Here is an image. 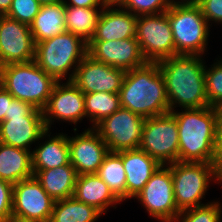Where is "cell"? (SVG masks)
Listing matches in <instances>:
<instances>
[{
  "label": "cell",
  "mask_w": 222,
  "mask_h": 222,
  "mask_svg": "<svg viewBox=\"0 0 222 222\" xmlns=\"http://www.w3.org/2000/svg\"><path fill=\"white\" fill-rule=\"evenodd\" d=\"M202 55H175L158 63L163 76L169 112L207 107L205 92V62ZM179 105V106H178Z\"/></svg>",
  "instance_id": "1"
},
{
  "label": "cell",
  "mask_w": 222,
  "mask_h": 222,
  "mask_svg": "<svg viewBox=\"0 0 222 222\" xmlns=\"http://www.w3.org/2000/svg\"><path fill=\"white\" fill-rule=\"evenodd\" d=\"M183 110L171 111L178 125L179 161L213 163L218 143L219 108Z\"/></svg>",
  "instance_id": "2"
},
{
  "label": "cell",
  "mask_w": 222,
  "mask_h": 222,
  "mask_svg": "<svg viewBox=\"0 0 222 222\" xmlns=\"http://www.w3.org/2000/svg\"><path fill=\"white\" fill-rule=\"evenodd\" d=\"M120 106L145 118L169 112V102L158 63L126 71L119 91Z\"/></svg>",
  "instance_id": "3"
},
{
  "label": "cell",
  "mask_w": 222,
  "mask_h": 222,
  "mask_svg": "<svg viewBox=\"0 0 222 222\" xmlns=\"http://www.w3.org/2000/svg\"><path fill=\"white\" fill-rule=\"evenodd\" d=\"M87 47L88 43L82 38L65 31L36 43L34 61L57 82L67 78L71 81L76 68L88 54Z\"/></svg>",
  "instance_id": "4"
},
{
  "label": "cell",
  "mask_w": 222,
  "mask_h": 222,
  "mask_svg": "<svg viewBox=\"0 0 222 222\" xmlns=\"http://www.w3.org/2000/svg\"><path fill=\"white\" fill-rule=\"evenodd\" d=\"M166 12L176 55H203L208 45L210 27L195 1H174Z\"/></svg>",
  "instance_id": "5"
},
{
  "label": "cell",
  "mask_w": 222,
  "mask_h": 222,
  "mask_svg": "<svg viewBox=\"0 0 222 222\" xmlns=\"http://www.w3.org/2000/svg\"><path fill=\"white\" fill-rule=\"evenodd\" d=\"M57 81L35 61L11 63L0 68V85L13 98L43 110Z\"/></svg>",
  "instance_id": "6"
},
{
  "label": "cell",
  "mask_w": 222,
  "mask_h": 222,
  "mask_svg": "<svg viewBox=\"0 0 222 222\" xmlns=\"http://www.w3.org/2000/svg\"><path fill=\"white\" fill-rule=\"evenodd\" d=\"M171 168L174 198L180 211L205 205L201 203L212 180L217 183L213 163L180 162L168 164Z\"/></svg>",
  "instance_id": "7"
},
{
  "label": "cell",
  "mask_w": 222,
  "mask_h": 222,
  "mask_svg": "<svg viewBox=\"0 0 222 222\" xmlns=\"http://www.w3.org/2000/svg\"><path fill=\"white\" fill-rule=\"evenodd\" d=\"M139 149L161 165L179 161L178 125L171 112L146 118Z\"/></svg>",
  "instance_id": "8"
},
{
  "label": "cell",
  "mask_w": 222,
  "mask_h": 222,
  "mask_svg": "<svg viewBox=\"0 0 222 222\" xmlns=\"http://www.w3.org/2000/svg\"><path fill=\"white\" fill-rule=\"evenodd\" d=\"M136 40L147 62L157 63L176 55L167 12L137 16Z\"/></svg>",
  "instance_id": "9"
},
{
  "label": "cell",
  "mask_w": 222,
  "mask_h": 222,
  "mask_svg": "<svg viewBox=\"0 0 222 222\" xmlns=\"http://www.w3.org/2000/svg\"><path fill=\"white\" fill-rule=\"evenodd\" d=\"M146 118L119 108L104 118L94 129L106 143L109 152L139 149Z\"/></svg>",
  "instance_id": "10"
},
{
  "label": "cell",
  "mask_w": 222,
  "mask_h": 222,
  "mask_svg": "<svg viewBox=\"0 0 222 222\" xmlns=\"http://www.w3.org/2000/svg\"><path fill=\"white\" fill-rule=\"evenodd\" d=\"M149 216L161 222H172L181 212L175 203L171 168L161 165L135 197Z\"/></svg>",
  "instance_id": "11"
},
{
  "label": "cell",
  "mask_w": 222,
  "mask_h": 222,
  "mask_svg": "<svg viewBox=\"0 0 222 222\" xmlns=\"http://www.w3.org/2000/svg\"><path fill=\"white\" fill-rule=\"evenodd\" d=\"M55 200L32 176L13 184L12 216L34 222H49Z\"/></svg>",
  "instance_id": "12"
},
{
  "label": "cell",
  "mask_w": 222,
  "mask_h": 222,
  "mask_svg": "<svg viewBox=\"0 0 222 222\" xmlns=\"http://www.w3.org/2000/svg\"><path fill=\"white\" fill-rule=\"evenodd\" d=\"M42 113L47 130L57 119L77 125L86 117L84 93L72 81L57 82Z\"/></svg>",
  "instance_id": "13"
},
{
  "label": "cell",
  "mask_w": 222,
  "mask_h": 222,
  "mask_svg": "<svg viewBox=\"0 0 222 222\" xmlns=\"http://www.w3.org/2000/svg\"><path fill=\"white\" fill-rule=\"evenodd\" d=\"M35 48L30 26L6 15H0L1 66L34 61Z\"/></svg>",
  "instance_id": "14"
},
{
  "label": "cell",
  "mask_w": 222,
  "mask_h": 222,
  "mask_svg": "<svg viewBox=\"0 0 222 222\" xmlns=\"http://www.w3.org/2000/svg\"><path fill=\"white\" fill-rule=\"evenodd\" d=\"M126 71L96 61L88 54L76 68L71 80L84 94L107 92L118 94Z\"/></svg>",
  "instance_id": "15"
},
{
  "label": "cell",
  "mask_w": 222,
  "mask_h": 222,
  "mask_svg": "<svg viewBox=\"0 0 222 222\" xmlns=\"http://www.w3.org/2000/svg\"><path fill=\"white\" fill-rule=\"evenodd\" d=\"M68 144L70 164L77 175L97 174L109 153L106 143L93 127L75 136H68Z\"/></svg>",
  "instance_id": "16"
},
{
  "label": "cell",
  "mask_w": 222,
  "mask_h": 222,
  "mask_svg": "<svg viewBox=\"0 0 222 222\" xmlns=\"http://www.w3.org/2000/svg\"><path fill=\"white\" fill-rule=\"evenodd\" d=\"M88 55L114 68L130 71L147 63L136 37L123 40L89 41Z\"/></svg>",
  "instance_id": "17"
},
{
  "label": "cell",
  "mask_w": 222,
  "mask_h": 222,
  "mask_svg": "<svg viewBox=\"0 0 222 222\" xmlns=\"http://www.w3.org/2000/svg\"><path fill=\"white\" fill-rule=\"evenodd\" d=\"M47 128L43 116H16L0 123V142L32 150L31 144L44 140Z\"/></svg>",
  "instance_id": "18"
},
{
  "label": "cell",
  "mask_w": 222,
  "mask_h": 222,
  "mask_svg": "<svg viewBox=\"0 0 222 222\" xmlns=\"http://www.w3.org/2000/svg\"><path fill=\"white\" fill-rule=\"evenodd\" d=\"M117 7V8H116ZM137 16L120 5H105L90 41L123 40L136 37Z\"/></svg>",
  "instance_id": "19"
},
{
  "label": "cell",
  "mask_w": 222,
  "mask_h": 222,
  "mask_svg": "<svg viewBox=\"0 0 222 222\" xmlns=\"http://www.w3.org/2000/svg\"><path fill=\"white\" fill-rule=\"evenodd\" d=\"M126 199L135 198L161 164L140 149L122 151Z\"/></svg>",
  "instance_id": "20"
},
{
  "label": "cell",
  "mask_w": 222,
  "mask_h": 222,
  "mask_svg": "<svg viewBox=\"0 0 222 222\" xmlns=\"http://www.w3.org/2000/svg\"><path fill=\"white\" fill-rule=\"evenodd\" d=\"M73 197L95 207L102 214L108 211L109 206L116 208L121 202L98 174L77 175Z\"/></svg>",
  "instance_id": "21"
},
{
  "label": "cell",
  "mask_w": 222,
  "mask_h": 222,
  "mask_svg": "<svg viewBox=\"0 0 222 222\" xmlns=\"http://www.w3.org/2000/svg\"><path fill=\"white\" fill-rule=\"evenodd\" d=\"M49 132L50 130L45 132L47 141L40 143L39 146H36L31 151L34 175L41 170L70 164L68 134L58 133L55 136H51L52 132Z\"/></svg>",
  "instance_id": "22"
},
{
  "label": "cell",
  "mask_w": 222,
  "mask_h": 222,
  "mask_svg": "<svg viewBox=\"0 0 222 222\" xmlns=\"http://www.w3.org/2000/svg\"><path fill=\"white\" fill-rule=\"evenodd\" d=\"M32 176L31 151L0 142V179L16 184Z\"/></svg>",
  "instance_id": "23"
},
{
  "label": "cell",
  "mask_w": 222,
  "mask_h": 222,
  "mask_svg": "<svg viewBox=\"0 0 222 222\" xmlns=\"http://www.w3.org/2000/svg\"><path fill=\"white\" fill-rule=\"evenodd\" d=\"M34 176L55 201L73 197L77 173L71 164L41 170Z\"/></svg>",
  "instance_id": "24"
},
{
  "label": "cell",
  "mask_w": 222,
  "mask_h": 222,
  "mask_svg": "<svg viewBox=\"0 0 222 222\" xmlns=\"http://www.w3.org/2000/svg\"><path fill=\"white\" fill-rule=\"evenodd\" d=\"M30 31L35 44L64 33L66 25L63 1L56 4L41 5L38 14L30 25Z\"/></svg>",
  "instance_id": "25"
},
{
  "label": "cell",
  "mask_w": 222,
  "mask_h": 222,
  "mask_svg": "<svg viewBox=\"0 0 222 222\" xmlns=\"http://www.w3.org/2000/svg\"><path fill=\"white\" fill-rule=\"evenodd\" d=\"M103 8L65 6L66 31L89 42L96 31Z\"/></svg>",
  "instance_id": "26"
},
{
  "label": "cell",
  "mask_w": 222,
  "mask_h": 222,
  "mask_svg": "<svg viewBox=\"0 0 222 222\" xmlns=\"http://www.w3.org/2000/svg\"><path fill=\"white\" fill-rule=\"evenodd\" d=\"M102 213L74 197L56 200L49 222H95Z\"/></svg>",
  "instance_id": "27"
},
{
  "label": "cell",
  "mask_w": 222,
  "mask_h": 222,
  "mask_svg": "<svg viewBox=\"0 0 222 222\" xmlns=\"http://www.w3.org/2000/svg\"><path fill=\"white\" fill-rule=\"evenodd\" d=\"M97 174L122 202L126 201V172L123 167L122 151L109 152Z\"/></svg>",
  "instance_id": "28"
},
{
  "label": "cell",
  "mask_w": 222,
  "mask_h": 222,
  "mask_svg": "<svg viewBox=\"0 0 222 222\" xmlns=\"http://www.w3.org/2000/svg\"><path fill=\"white\" fill-rule=\"evenodd\" d=\"M84 97L86 118L92 122L93 128L121 108L119 94L95 92L84 94Z\"/></svg>",
  "instance_id": "29"
},
{
  "label": "cell",
  "mask_w": 222,
  "mask_h": 222,
  "mask_svg": "<svg viewBox=\"0 0 222 222\" xmlns=\"http://www.w3.org/2000/svg\"><path fill=\"white\" fill-rule=\"evenodd\" d=\"M221 219L222 205L213 201L181 211L172 222H221Z\"/></svg>",
  "instance_id": "30"
},
{
  "label": "cell",
  "mask_w": 222,
  "mask_h": 222,
  "mask_svg": "<svg viewBox=\"0 0 222 222\" xmlns=\"http://www.w3.org/2000/svg\"><path fill=\"white\" fill-rule=\"evenodd\" d=\"M219 59L211 65V68L205 66V92L208 105L217 108L222 107V59Z\"/></svg>",
  "instance_id": "31"
},
{
  "label": "cell",
  "mask_w": 222,
  "mask_h": 222,
  "mask_svg": "<svg viewBox=\"0 0 222 222\" xmlns=\"http://www.w3.org/2000/svg\"><path fill=\"white\" fill-rule=\"evenodd\" d=\"M175 0H124L120 6L136 16L166 12Z\"/></svg>",
  "instance_id": "32"
},
{
  "label": "cell",
  "mask_w": 222,
  "mask_h": 222,
  "mask_svg": "<svg viewBox=\"0 0 222 222\" xmlns=\"http://www.w3.org/2000/svg\"><path fill=\"white\" fill-rule=\"evenodd\" d=\"M40 7L38 0H12L11 8L6 16L30 26Z\"/></svg>",
  "instance_id": "33"
},
{
  "label": "cell",
  "mask_w": 222,
  "mask_h": 222,
  "mask_svg": "<svg viewBox=\"0 0 222 222\" xmlns=\"http://www.w3.org/2000/svg\"><path fill=\"white\" fill-rule=\"evenodd\" d=\"M209 26L211 21L222 24V0H194Z\"/></svg>",
  "instance_id": "34"
},
{
  "label": "cell",
  "mask_w": 222,
  "mask_h": 222,
  "mask_svg": "<svg viewBox=\"0 0 222 222\" xmlns=\"http://www.w3.org/2000/svg\"><path fill=\"white\" fill-rule=\"evenodd\" d=\"M13 184L0 179V222L12 216Z\"/></svg>",
  "instance_id": "35"
},
{
  "label": "cell",
  "mask_w": 222,
  "mask_h": 222,
  "mask_svg": "<svg viewBox=\"0 0 222 222\" xmlns=\"http://www.w3.org/2000/svg\"><path fill=\"white\" fill-rule=\"evenodd\" d=\"M16 116H43V113L32 104L13 98L9 103L8 116H5V120Z\"/></svg>",
  "instance_id": "36"
},
{
  "label": "cell",
  "mask_w": 222,
  "mask_h": 222,
  "mask_svg": "<svg viewBox=\"0 0 222 222\" xmlns=\"http://www.w3.org/2000/svg\"><path fill=\"white\" fill-rule=\"evenodd\" d=\"M12 99L11 94L0 85V123L5 120V116H8L9 103Z\"/></svg>",
  "instance_id": "37"
},
{
  "label": "cell",
  "mask_w": 222,
  "mask_h": 222,
  "mask_svg": "<svg viewBox=\"0 0 222 222\" xmlns=\"http://www.w3.org/2000/svg\"><path fill=\"white\" fill-rule=\"evenodd\" d=\"M65 6H74L82 8H104L103 0H63Z\"/></svg>",
  "instance_id": "38"
},
{
  "label": "cell",
  "mask_w": 222,
  "mask_h": 222,
  "mask_svg": "<svg viewBox=\"0 0 222 222\" xmlns=\"http://www.w3.org/2000/svg\"><path fill=\"white\" fill-rule=\"evenodd\" d=\"M215 175L218 180V184L222 183V143H217L216 155L213 162Z\"/></svg>",
  "instance_id": "39"
},
{
  "label": "cell",
  "mask_w": 222,
  "mask_h": 222,
  "mask_svg": "<svg viewBox=\"0 0 222 222\" xmlns=\"http://www.w3.org/2000/svg\"><path fill=\"white\" fill-rule=\"evenodd\" d=\"M12 0H0V15H6L10 10Z\"/></svg>",
  "instance_id": "40"
},
{
  "label": "cell",
  "mask_w": 222,
  "mask_h": 222,
  "mask_svg": "<svg viewBox=\"0 0 222 222\" xmlns=\"http://www.w3.org/2000/svg\"><path fill=\"white\" fill-rule=\"evenodd\" d=\"M218 143H222V107L219 108V118H218Z\"/></svg>",
  "instance_id": "41"
},
{
  "label": "cell",
  "mask_w": 222,
  "mask_h": 222,
  "mask_svg": "<svg viewBox=\"0 0 222 222\" xmlns=\"http://www.w3.org/2000/svg\"><path fill=\"white\" fill-rule=\"evenodd\" d=\"M124 0H103L105 5H120Z\"/></svg>",
  "instance_id": "42"
},
{
  "label": "cell",
  "mask_w": 222,
  "mask_h": 222,
  "mask_svg": "<svg viewBox=\"0 0 222 222\" xmlns=\"http://www.w3.org/2000/svg\"><path fill=\"white\" fill-rule=\"evenodd\" d=\"M41 5H48V4H56L62 2L63 0H38Z\"/></svg>",
  "instance_id": "43"
},
{
  "label": "cell",
  "mask_w": 222,
  "mask_h": 222,
  "mask_svg": "<svg viewBox=\"0 0 222 222\" xmlns=\"http://www.w3.org/2000/svg\"><path fill=\"white\" fill-rule=\"evenodd\" d=\"M5 222H34V221L23 220V219H19V218L11 216Z\"/></svg>",
  "instance_id": "44"
}]
</instances>
